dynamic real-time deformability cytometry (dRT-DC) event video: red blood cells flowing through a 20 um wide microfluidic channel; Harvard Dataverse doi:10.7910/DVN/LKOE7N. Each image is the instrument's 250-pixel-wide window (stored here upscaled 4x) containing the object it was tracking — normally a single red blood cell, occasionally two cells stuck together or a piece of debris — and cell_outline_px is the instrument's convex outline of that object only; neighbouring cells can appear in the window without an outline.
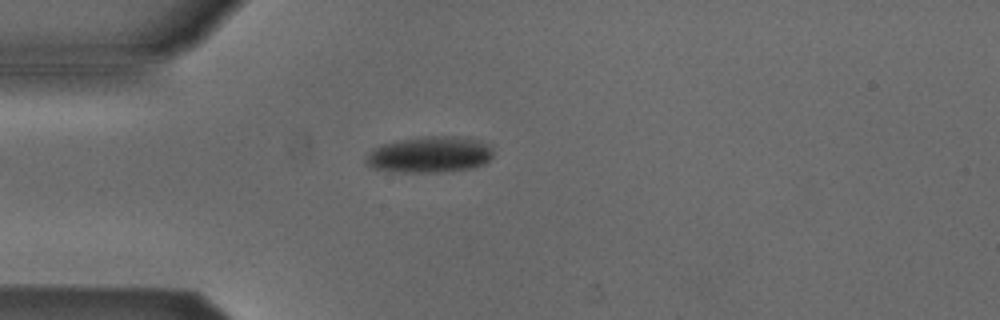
{"species": "Egyptian fruit bat (a non-hibernating species)", "species_latin": "Rousettus aegyptiacus", "temperature_condition": "cold", "stored_images_in_passage": 4, "camera_frame_rate_fps": 3000, "um_per_image_px": 0.085, "animal": {"sex": "male"}, "frame": {"image": 1, "passage_image": 4, "time_ms": 1.0, "image_size_px": [1000, 320], "cell_outline_px": [[492, 156], [484, 164], [472, 168], [444, 172], [396, 172], [372, 168], [364, 164], [364, 156], [372, 148], [380, 144], [400, 140], [428, 136], [452, 136], [476, 140], [488, 144], [492, 148]], "centroid_in_image_um": [36.45, 13.15], "position_along_channel_um": 48.5, "area_um2": 27.05}}